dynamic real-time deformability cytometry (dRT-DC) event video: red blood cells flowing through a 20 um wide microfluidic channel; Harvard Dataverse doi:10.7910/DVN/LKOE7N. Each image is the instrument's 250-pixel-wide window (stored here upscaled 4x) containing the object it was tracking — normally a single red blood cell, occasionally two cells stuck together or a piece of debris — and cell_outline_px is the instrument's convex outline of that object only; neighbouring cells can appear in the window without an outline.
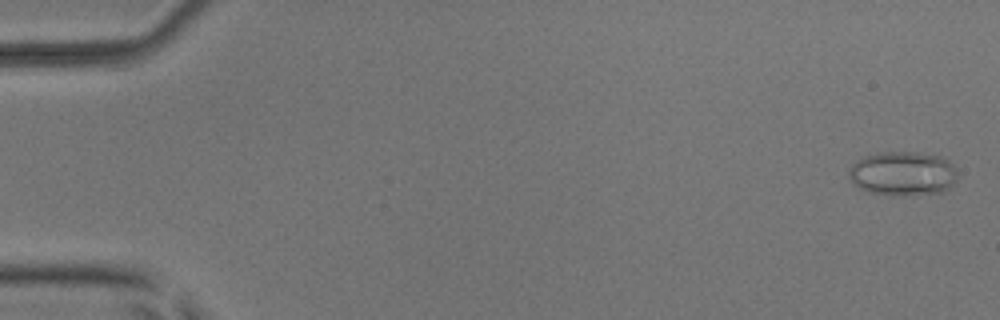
{"species": "common noctule bat (a hibernating species)", "species_latin": "Nyctalus noctula", "temperature_condition": "room temperature", "stored_images_in_passage": 54, "camera_frame_rate_fps": 3000, "um_per_image_px": 0.085, "animal": {"sex": "male", "body_mass_g": 17.9, "forearm_length_mm": 54.2}, "frame": {"image": 1, "passage_image": 2, "time_ms": 0.333, "image_size_px": [1000, 320], "cell_outline_px": [[956, 180], [944, 192], [904, 196], [892, 196], [868, 192], [860, 188], [848, 176], [848, 172], [852, 164], [864, 156], [880, 152], [916, 152], [940, 156], [948, 160], [956, 168]], "centroid_in_image_um": [76.75, 14.76], "position_along_channel_um": 8.3, "area_um2": 28.21}}
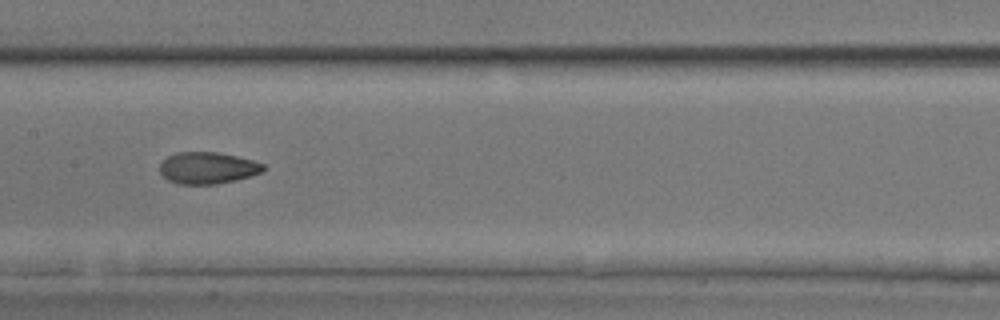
{"frame": {"image": 2, "passage_image": 28, "time_ms": 9.0, "image_size_px": [1000, 320], "cell_outline_px": [[268, 168], [264, 172], [236, 180], [216, 184], [180, 184], [168, 180], [160, 172], [160, 164], [168, 156], [176, 152], [220, 152], [252, 160], [264, 164]], "centroid_in_image_um": [17.69, 14.27], "position_along_channel_um": 189.7, "area_um2": 19.25}}
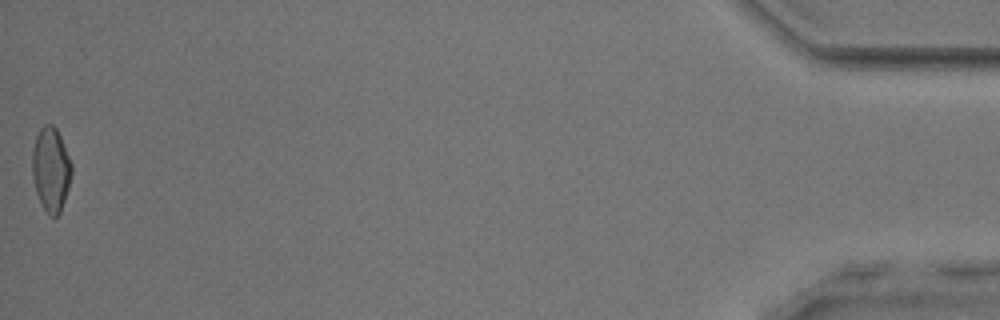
{"frame": {"image": 3, "passage_image": 54, "time_ms": 17.667, "image_size_px": [1000, 320], "cell_outline_px": [[72, 176], [60, 212], [56, 216], [48, 216], [36, 192], [32, 176], [32, 148], [36, 136], [40, 128], [44, 124], [52, 124], [56, 128], [60, 136], [72, 164]], "centroid_in_image_um": [4.32, 14.38], "position_along_channel_um": 430.9, "area_um2": 19.31}, "authors_computed_cell_mechanics": {"area_um2": 19.5942, "velocity_mm_per_s": 3.8954, "shape_relaxation_time_tau1_ms": 9.2779, "shape_relaxation_time_tau2_ms": 1.6129, "deformation_change_tau1": 0.192, "deformation_change_tau2": 0.0606}}